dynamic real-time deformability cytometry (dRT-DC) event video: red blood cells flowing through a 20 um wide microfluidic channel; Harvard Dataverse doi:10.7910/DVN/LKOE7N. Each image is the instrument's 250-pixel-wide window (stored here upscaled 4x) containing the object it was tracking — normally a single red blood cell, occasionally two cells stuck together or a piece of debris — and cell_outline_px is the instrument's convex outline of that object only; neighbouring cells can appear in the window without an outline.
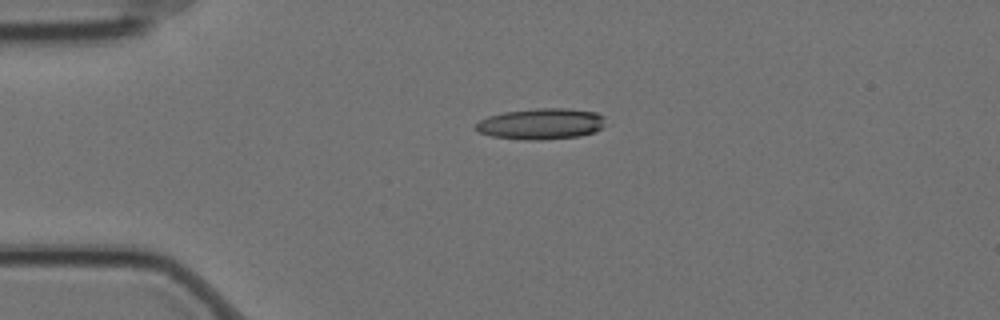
{"species": "Egyptian fruit bat (a non-hibernating species)", "species_latin": "Rousettus aegyptiacus", "temperature_condition": "cold", "stored_images_in_passage": 4, "camera_frame_rate_fps": 3000, "um_per_image_px": 0.085, "animal": {"sex": "female"}, "frame": {"image": 1, "passage_image": 3, "time_ms": 0.667, "image_size_px": [1000, 320], "cell_outline_px": [[604, 116], [600, 128], [596, 132], [576, 136], [540, 140], [524, 140], [492, 136], [480, 132], [476, 128], [476, 124], [480, 120], [488, 116], [504, 112], [536, 108], [568, 108], [596, 112]], "centroid_in_image_um": [45.98, 10.52], "position_along_channel_um": 39.0, "area_um2": 23.24}}